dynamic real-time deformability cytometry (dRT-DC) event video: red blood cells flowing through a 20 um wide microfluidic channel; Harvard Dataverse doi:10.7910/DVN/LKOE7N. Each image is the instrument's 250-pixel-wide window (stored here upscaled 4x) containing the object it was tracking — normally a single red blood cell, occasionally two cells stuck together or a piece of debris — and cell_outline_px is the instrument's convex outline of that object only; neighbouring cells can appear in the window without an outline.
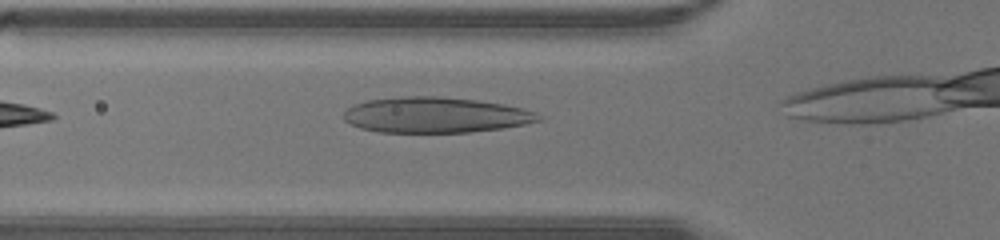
{"species": "human", "species_latin": "Homo sapiens", "temperature_condition": "warm", "stored_images_in_passage": 8, "camera_frame_rate_fps": 3000, "um_per_image_px": 0.085, "donor": {"sex": "male"}, "frame": {"image": 1, "passage_image": 2, "time_ms": 0.333, "image_size_px": [1000, 240], "cell_outline_px": [[544, 120], [504, 128], [472, 132], [380, 132], [360, 128], [344, 120], [344, 112], [352, 104], [368, 100], [404, 96], [440, 96], [476, 100], [500, 104], [520, 108], [536, 112]], "centroid_in_image_um": [37.0, 9.77], "position_along_channel_um": 88.8, "area_um2": 40.34}}
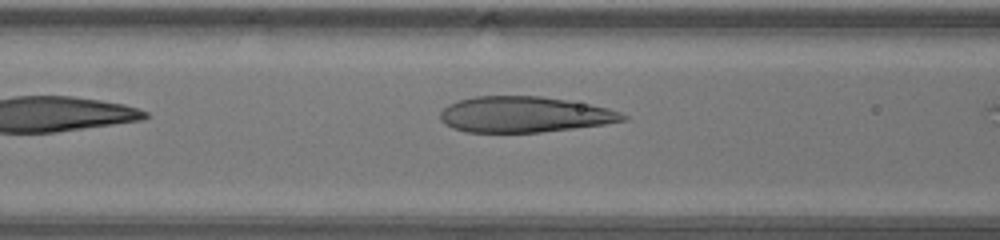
{"frame": {"image": 2, "passage_image": 4, "time_ms": 1.0, "image_size_px": [1000, 240], "cell_outline_px": [[628, 120], [604, 124], [540, 132], [468, 132], [452, 128], [444, 124], [440, 120], [440, 112], [448, 104], [460, 100], [476, 96], [540, 96], [568, 100], [608, 108], [620, 112], [628, 116]], "centroid_in_image_um": [44.56, 9.73], "position_along_channel_um": 122.0, "area_um2": 38.03}}
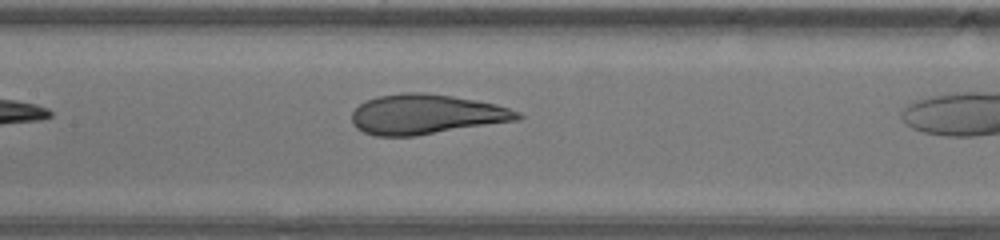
{"frame": {"image": 3, "passage_image": 7, "time_ms": 2.0, "image_size_px": [1000, 240], "cell_outline_px": [[524, 116], [520, 120], [416, 136], [376, 136], [364, 132], [356, 128], [352, 124], [352, 112], [364, 100], [376, 96], [404, 92], [424, 92], [452, 96], [476, 100], [496, 104], [520, 112]], "centroid_in_image_um": [36.22, 9.72], "position_along_channel_um": 171.2, "area_um2": 38.9}}